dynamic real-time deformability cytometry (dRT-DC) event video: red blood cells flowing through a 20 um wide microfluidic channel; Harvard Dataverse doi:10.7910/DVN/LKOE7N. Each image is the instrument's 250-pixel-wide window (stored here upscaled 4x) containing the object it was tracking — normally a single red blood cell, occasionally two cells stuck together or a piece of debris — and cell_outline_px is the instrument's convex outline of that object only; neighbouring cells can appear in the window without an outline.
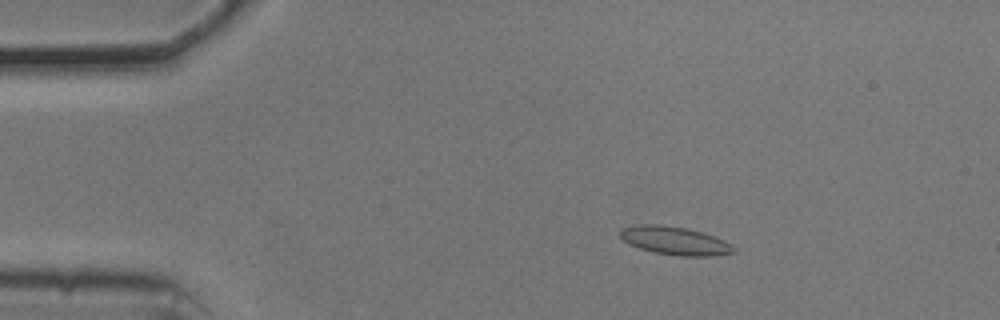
{"species": "common noctule bat (a hibernating species)", "species_latin": "Nyctalus noctula", "temperature_condition": "cold", "stored_images_in_passage": 55, "camera_frame_rate_fps": 3000, "um_per_image_px": 0.085, "animal": {"sex": "male", "body_mass_g": 20.5, "forearm_length_mm": 52.5}, "frame": {"image": 1, "passage_image": 10, "time_ms": 3.0, "image_size_px": [1000, 320], "cell_outline_px": [[736, 252], [716, 256], [680, 256], [656, 252], [640, 248], [628, 244], [620, 236], [620, 228], [640, 224], [660, 224], [688, 228], [704, 232], [724, 240], [732, 244], [736, 248]], "centroid_in_image_um": [57.4, 20.45], "position_along_channel_um": 27.6, "area_um2": 18.9}}
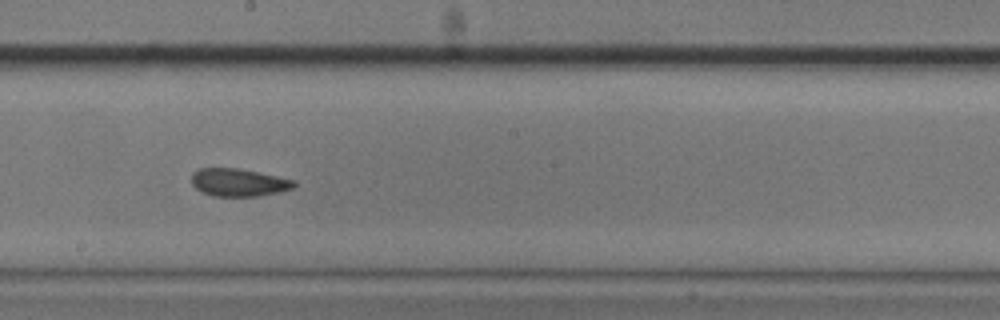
{"frame": {"image": 2, "passage_image": 31, "time_ms": 10.0, "image_size_px": [1000, 320], "cell_outline_px": [[296, 184], [292, 188], [280, 192], [260, 196], [212, 196], [200, 192], [192, 184], [192, 172], [200, 168], [236, 168], [296, 180]], "centroid_in_image_um": [20.26, 15.52], "position_along_channel_um": 227.9, "area_um2": 16.59}}
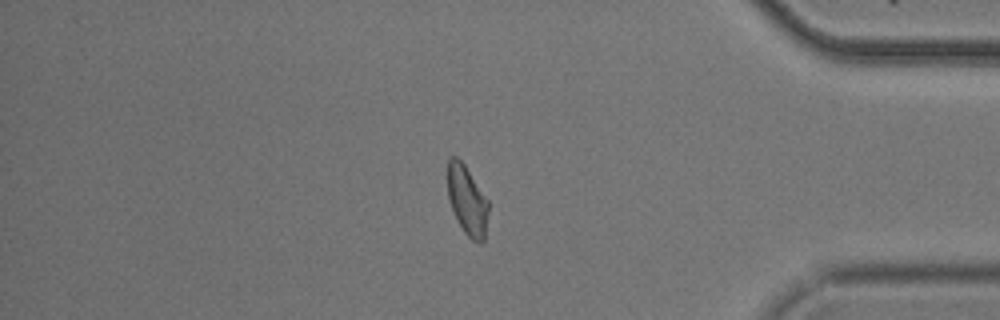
{"frame": {"image": 3, "passage_image": 47, "time_ms": 15.333, "image_size_px": [1000, 320], "cell_outline_px": [[488, 212], [484, 240], [480, 244], [472, 240], [464, 232], [456, 220], [448, 196], [448, 160], [452, 156], [456, 156], [464, 164], [488, 200]], "centroid_in_image_um": [39.71, 17.06], "position_along_channel_um": 395.5, "area_um2": 16.36}, "authors_computed_cell_mechanics": {"area_um2": 17.1666, "velocity_mm_per_s": 3.6875, "shape_relaxation_time_tau1_ms": null, "shape_relaxation_time_tau2_ms": 3.4907, "deformation_change_tau1": null, "deformation_change_tau2": 0.0906}}